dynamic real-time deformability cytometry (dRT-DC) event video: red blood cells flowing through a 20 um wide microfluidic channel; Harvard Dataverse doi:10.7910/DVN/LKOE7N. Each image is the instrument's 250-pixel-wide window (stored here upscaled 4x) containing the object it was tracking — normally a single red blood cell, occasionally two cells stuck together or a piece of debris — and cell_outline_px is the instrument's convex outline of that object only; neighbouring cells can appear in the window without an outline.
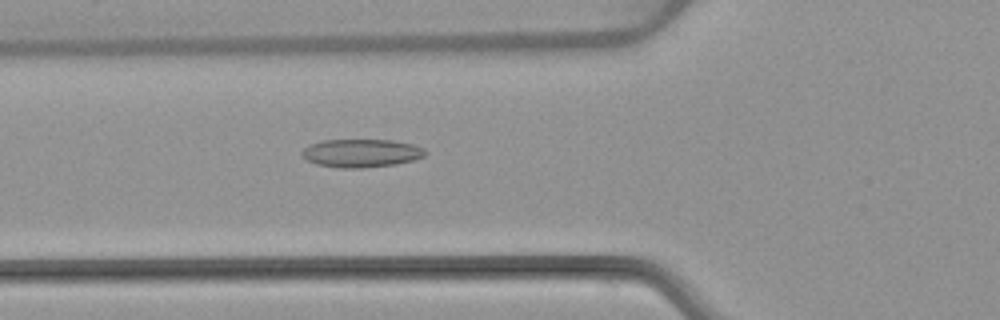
{"species": "common noctule bat (a hibernating species)", "species_latin": "Nyctalus noctula", "temperature_condition": "warm", "stored_images_in_passage": 5, "camera_frame_rate_fps": 3000, "um_per_image_px": 0.085, "animal": {"sex": "female", "body_mass_g": 22.7, "forearm_length_mm": 54.2}, "frame": {"image": 1, "passage_image": 5, "time_ms": 5.667, "image_size_px": [1000, 320], "cell_outline_px": [[428, 152], [424, 156], [412, 160], [396, 164], [364, 168], [340, 168], [316, 164], [308, 160], [300, 152], [308, 144], [324, 140], [392, 140], [412, 144], [424, 148]], "centroid_in_image_um": [30.71, 13.01], "position_along_channel_um": 95.1, "area_um2": 20.29}}